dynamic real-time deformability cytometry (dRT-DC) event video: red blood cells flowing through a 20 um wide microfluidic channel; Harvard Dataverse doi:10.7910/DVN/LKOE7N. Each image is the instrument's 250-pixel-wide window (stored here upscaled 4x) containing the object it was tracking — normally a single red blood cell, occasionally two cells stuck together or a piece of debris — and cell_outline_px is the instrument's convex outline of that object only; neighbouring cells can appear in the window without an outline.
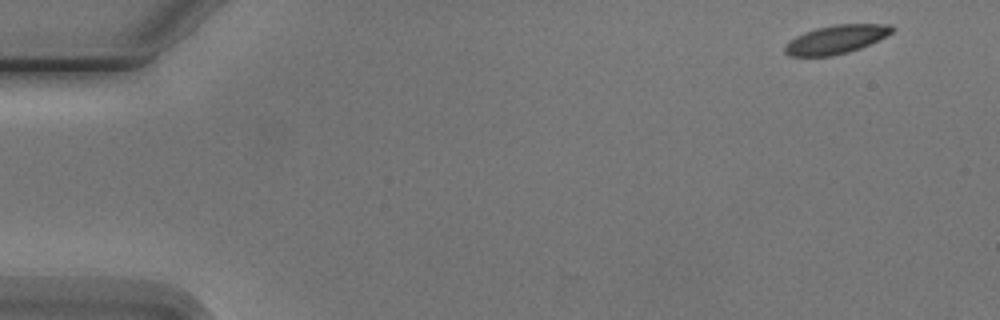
{"species": "Egyptian fruit bat (a non-hibernating species)", "species_latin": "Rousettus aegyptiacus", "temperature_condition": "cold", "stored_images_in_passage": 6, "camera_frame_rate_fps": 3000, "um_per_image_px": 0.085, "animal": {"sex": "male"}, "frame": {"image": 1, "passage_image": 1, "time_ms": 0.0, "image_size_px": [1000, 320], "cell_outline_px": [[896, 28], [892, 32], [860, 48], [848, 52], [832, 56], [788, 56], [784, 52], [784, 44], [788, 40], [804, 32], [816, 28], [836, 24], [888, 24]], "centroid_in_image_um": [71.0, 3.35], "position_along_channel_um": 14.0, "area_um2": 17.8}}
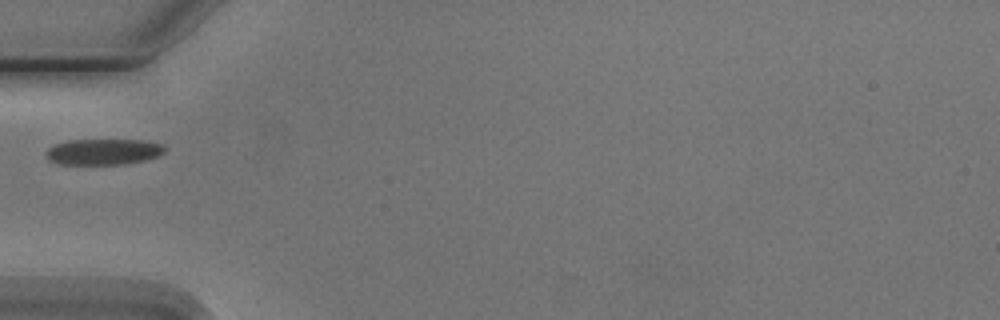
{"frame": {"image": 2, "passage_image": 5, "time_ms": 5.0, "image_size_px": [1000, 320], "cell_outline_px": [[164, 152], [156, 156], [144, 160], [124, 164], [56, 164], [48, 160], [44, 152], [48, 148], [56, 144], [68, 140], [144, 140], [164, 144]], "centroid_in_image_um": [8.75, 12.9], "position_along_channel_um": 76.3, "area_um2": 17.98}}
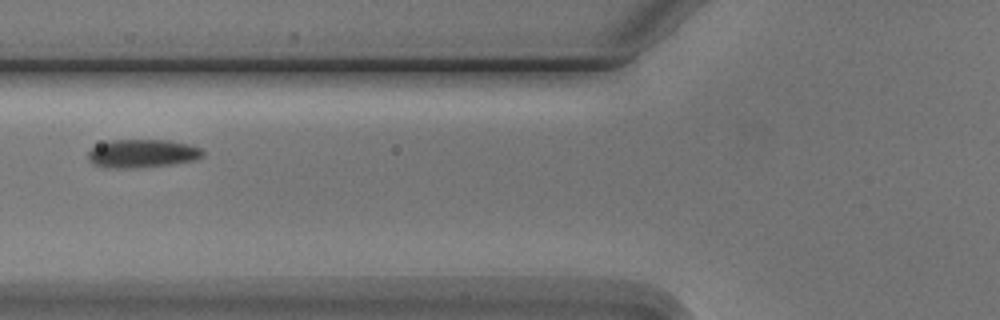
{"frame": {"image": 3, "passage_image": 6, "time_ms": 6.0, "image_size_px": [1000, 320], "cell_outline_px": [[204, 156], [196, 160], [172, 164], [136, 168], [104, 168], [92, 164], [88, 160], [88, 152], [92, 148], [100, 144], [112, 140], [168, 140], [188, 144], [200, 148], [204, 152]], "centroid_in_image_um": [12.09, 13.06], "position_along_channel_um": 113.7, "area_um2": 19.07}}